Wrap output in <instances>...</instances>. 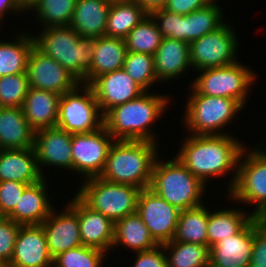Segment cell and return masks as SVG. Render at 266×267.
<instances>
[{"label":"cell","instance_id":"6da1fadb","mask_svg":"<svg viewBox=\"0 0 266 267\" xmlns=\"http://www.w3.org/2000/svg\"><path fill=\"white\" fill-rule=\"evenodd\" d=\"M189 135L175 156L205 185L209 179L233 174L227 185L229 192L234 185L238 160L245 147L243 142L231 134Z\"/></svg>","mask_w":266,"mask_h":267},{"label":"cell","instance_id":"7a4b0ae2","mask_svg":"<svg viewBox=\"0 0 266 267\" xmlns=\"http://www.w3.org/2000/svg\"><path fill=\"white\" fill-rule=\"evenodd\" d=\"M170 96L145 91L138 98L114 106L104 116L103 126L114 140H144L159 143L153 123L167 111Z\"/></svg>","mask_w":266,"mask_h":267},{"label":"cell","instance_id":"3957f363","mask_svg":"<svg viewBox=\"0 0 266 267\" xmlns=\"http://www.w3.org/2000/svg\"><path fill=\"white\" fill-rule=\"evenodd\" d=\"M157 144L144 140H115L99 177L141 190L149 188L154 163L160 153Z\"/></svg>","mask_w":266,"mask_h":267},{"label":"cell","instance_id":"277c9868","mask_svg":"<svg viewBox=\"0 0 266 267\" xmlns=\"http://www.w3.org/2000/svg\"><path fill=\"white\" fill-rule=\"evenodd\" d=\"M35 46L86 84V73L93 60L94 38L81 37L70 26L40 28Z\"/></svg>","mask_w":266,"mask_h":267},{"label":"cell","instance_id":"5b68a950","mask_svg":"<svg viewBox=\"0 0 266 267\" xmlns=\"http://www.w3.org/2000/svg\"><path fill=\"white\" fill-rule=\"evenodd\" d=\"M206 186L175 156L170 161L156 159L149 189L182 211L204 204Z\"/></svg>","mask_w":266,"mask_h":267},{"label":"cell","instance_id":"8992f818","mask_svg":"<svg viewBox=\"0 0 266 267\" xmlns=\"http://www.w3.org/2000/svg\"><path fill=\"white\" fill-rule=\"evenodd\" d=\"M191 94L187 99L183 126L188 134L226 135L223 130L244 106L237 100L227 97H214L199 94L191 85ZM224 128V129H223Z\"/></svg>","mask_w":266,"mask_h":267},{"label":"cell","instance_id":"52a82bcc","mask_svg":"<svg viewBox=\"0 0 266 267\" xmlns=\"http://www.w3.org/2000/svg\"><path fill=\"white\" fill-rule=\"evenodd\" d=\"M263 146L264 142L250 151L244 147L234 185L227 193L233 202L255 205L250 210L255 217L266 218V148Z\"/></svg>","mask_w":266,"mask_h":267},{"label":"cell","instance_id":"ba28073f","mask_svg":"<svg viewBox=\"0 0 266 267\" xmlns=\"http://www.w3.org/2000/svg\"><path fill=\"white\" fill-rule=\"evenodd\" d=\"M77 196L91 209L102 213L114 223L137 212L141 189L129 184L111 183L100 177L85 179Z\"/></svg>","mask_w":266,"mask_h":267},{"label":"cell","instance_id":"9c48e42d","mask_svg":"<svg viewBox=\"0 0 266 267\" xmlns=\"http://www.w3.org/2000/svg\"><path fill=\"white\" fill-rule=\"evenodd\" d=\"M217 1L187 15H179L165 9H157L149 15L155 21L163 38H172L191 43L217 30L225 22Z\"/></svg>","mask_w":266,"mask_h":267},{"label":"cell","instance_id":"30bf717a","mask_svg":"<svg viewBox=\"0 0 266 267\" xmlns=\"http://www.w3.org/2000/svg\"><path fill=\"white\" fill-rule=\"evenodd\" d=\"M191 86L202 95L227 97L239 101L244 107L257 74L253 69L237 61L234 64L197 71Z\"/></svg>","mask_w":266,"mask_h":267},{"label":"cell","instance_id":"8fae6325","mask_svg":"<svg viewBox=\"0 0 266 267\" xmlns=\"http://www.w3.org/2000/svg\"><path fill=\"white\" fill-rule=\"evenodd\" d=\"M104 116L89 85L80 83L59 101L56 126L69 132L88 133L103 127Z\"/></svg>","mask_w":266,"mask_h":267},{"label":"cell","instance_id":"7c38bea8","mask_svg":"<svg viewBox=\"0 0 266 267\" xmlns=\"http://www.w3.org/2000/svg\"><path fill=\"white\" fill-rule=\"evenodd\" d=\"M232 25L225 22L189 44L190 63L193 70H203L231 65L237 62L239 40Z\"/></svg>","mask_w":266,"mask_h":267},{"label":"cell","instance_id":"4fadbf2b","mask_svg":"<svg viewBox=\"0 0 266 267\" xmlns=\"http://www.w3.org/2000/svg\"><path fill=\"white\" fill-rule=\"evenodd\" d=\"M114 141L104 126L97 131L72 134L73 172L85 179L99 177Z\"/></svg>","mask_w":266,"mask_h":267},{"label":"cell","instance_id":"5bb4252c","mask_svg":"<svg viewBox=\"0 0 266 267\" xmlns=\"http://www.w3.org/2000/svg\"><path fill=\"white\" fill-rule=\"evenodd\" d=\"M137 213L159 245L173 240L180 214L178 208L146 188L139 192Z\"/></svg>","mask_w":266,"mask_h":267},{"label":"cell","instance_id":"9a60e30c","mask_svg":"<svg viewBox=\"0 0 266 267\" xmlns=\"http://www.w3.org/2000/svg\"><path fill=\"white\" fill-rule=\"evenodd\" d=\"M30 88L42 89L63 95L81 82L52 57L45 55L35 45L30 51L27 71Z\"/></svg>","mask_w":266,"mask_h":267},{"label":"cell","instance_id":"2e32d148","mask_svg":"<svg viewBox=\"0 0 266 267\" xmlns=\"http://www.w3.org/2000/svg\"><path fill=\"white\" fill-rule=\"evenodd\" d=\"M72 134L59 127L45 128L34 133V150L38 168L45 177L42 167H59L73 171L71 148ZM42 166V167H41Z\"/></svg>","mask_w":266,"mask_h":267},{"label":"cell","instance_id":"e0dca14e","mask_svg":"<svg viewBox=\"0 0 266 267\" xmlns=\"http://www.w3.org/2000/svg\"><path fill=\"white\" fill-rule=\"evenodd\" d=\"M89 86L103 115L114 106L136 99L145 92L123 68L96 77Z\"/></svg>","mask_w":266,"mask_h":267},{"label":"cell","instance_id":"ac0fdd59","mask_svg":"<svg viewBox=\"0 0 266 267\" xmlns=\"http://www.w3.org/2000/svg\"><path fill=\"white\" fill-rule=\"evenodd\" d=\"M69 205L76 211L82 245L111 252L115 223L102 213L88 207L76 194Z\"/></svg>","mask_w":266,"mask_h":267},{"label":"cell","instance_id":"d6986e66","mask_svg":"<svg viewBox=\"0 0 266 267\" xmlns=\"http://www.w3.org/2000/svg\"><path fill=\"white\" fill-rule=\"evenodd\" d=\"M64 207L59 213L54 206L50 215L41 224L53 259L69 249L82 245L77 213L68 203Z\"/></svg>","mask_w":266,"mask_h":267},{"label":"cell","instance_id":"ffe728a7","mask_svg":"<svg viewBox=\"0 0 266 267\" xmlns=\"http://www.w3.org/2000/svg\"><path fill=\"white\" fill-rule=\"evenodd\" d=\"M10 267H53L42 225H20Z\"/></svg>","mask_w":266,"mask_h":267},{"label":"cell","instance_id":"44dd1931","mask_svg":"<svg viewBox=\"0 0 266 267\" xmlns=\"http://www.w3.org/2000/svg\"><path fill=\"white\" fill-rule=\"evenodd\" d=\"M254 243V218L237 234L210 247V267H249Z\"/></svg>","mask_w":266,"mask_h":267},{"label":"cell","instance_id":"7402d4cb","mask_svg":"<svg viewBox=\"0 0 266 267\" xmlns=\"http://www.w3.org/2000/svg\"><path fill=\"white\" fill-rule=\"evenodd\" d=\"M46 177L39 182L28 185L14 210L7 216L20 225H41L53 210V203L48 196Z\"/></svg>","mask_w":266,"mask_h":267},{"label":"cell","instance_id":"603a6c76","mask_svg":"<svg viewBox=\"0 0 266 267\" xmlns=\"http://www.w3.org/2000/svg\"><path fill=\"white\" fill-rule=\"evenodd\" d=\"M154 56V68L158 82L174 81L186 74L190 63L189 43L172 38H163ZM160 80V81H159Z\"/></svg>","mask_w":266,"mask_h":267},{"label":"cell","instance_id":"cb8c5ba5","mask_svg":"<svg viewBox=\"0 0 266 267\" xmlns=\"http://www.w3.org/2000/svg\"><path fill=\"white\" fill-rule=\"evenodd\" d=\"M43 178L33 147L0 149V182L17 181L31 185Z\"/></svg>","mask_w":266,"mask_h":267},{"label":"cell","instance_id":"d4e9b609","mask_svg":"<svg viewBox=\"0 0 266 267\" xmlns=\"http://www.w3.org/2000/svg\"><path fill=\"white\" fill-rule=\"evenodd\" d=\"M61 96L55 92L29 88L21 108L34 131L56 127Z\"/></svg>","mask_w":266,"mask_h":267},{"label":"cell","instance_id":"484cf974","mask_svg":"<svg viewBox=\"0 0 266 267\" xmlns=\"http://www.w3.org/2000/svg\"><path fill=\"white\" fill-rule=\"evenodd\" d=\"M112 0H77L70 27L81 37L105 36Z\"/></svg>","mask_w":266,"mask_h":267},{"label":"cell","instance_id":"4316f807","mask_svg":"<svg viewBox=\"0 0 266 267\" xmlns=\"http://www.w3.org/2000/svg\"><path fill=\"white\" fill-rule=\"evenodd\" d=\"M126 54L125 39L108 36L94 38L93 60L86 73V85L100 75L122 69Z\"/></svg>","mask_w":266,"mask_h":267},{"label":"cell","instance_id":"83f0119b","mask_svg":"<svg viewBox=\"0 0 266 267\" xmlns=\"http://www.w3.org/2000/svg\"><path fill=\"white\" fill-rule=\"evenodd\" d=\"M34 133L21 107H0V149L34 147Z\"/></svg>","mask_w":266,"mask_h":267},{"label":"cell","instance_id":"f1b7e54d","mask_svg":"<svg viewBox=\"0 0 266 267\" xmlns=\"http://www.w3.org/2000/svg\"><path fill=\"white\" fill-rule=\"evenodd\" d=\"M120 245L135 253L151 250L159 244L150 234L141 216L135 212L115 222L112 248H118Z\"/></svg>","mask_w":266,"mask_h":267},{"label":"cell","instance_id":"f546056e","mask_svg":"<svg viewBox=\"0 0 266 267\" xmlns=\"http://www.w3.org/2000/svg\"><path fill=\"white\" fill-rule=\"evenodd\" d=\"M148 13L132 0H112L106 22L105 36L125 39Z\"/></svg>","mask_w":266,"mask_h":267},{"label":"cell","instance_id":"4dcf8cb0","mask_svg":"<svg viewBox=\"0 0 266 267\" xmlns=\"http://www.w3.org/2000/svg\"><path fill=\"white\" fill-rule=\"evenodd\" d=\"M217 210H214V212L209 210L208 213L207 235L209 247L222 238L239 233L255 217L251 212L242 210L241 207Z\"/></svg>","mask_w":266,"mask_h":267},{"label":"cell","instance_id":"1f68e13d","mask_svg":"<svg viewBox=\"0 0 266 267\" xmlns=\"http://www.w3.org/2000/svg\"><path fill=\"white\" fill-rule=\"evenodd\" d=\"M16 36L15 42L0 40V77L27 71L28 57L35 45L34 37L28 32Z\"/></svg>","mask_w":266,"mask_h":267},{"label":"cell","instance_id":"d6a6232c","mask_svg":"<svg viewBox=\"0 0 266 267\" xmlns=\"http://www.w3.org/2000/svg\"><path fill=\"white\" fill-rule=\"evenodd\" d=\"M208 210L209 208L202 204L180 211L173 240L208 246Z\"/></svg>","mask_w":266,"mask_h":267},{"label":"cell","instance_id":"836d02e7","mask_svg":"<svg viewBox=\"0 0 266 267\" xmlns=\"http://www.w3.org/2000/svg\"><path fill=\"white\" fill-rule=\"evenodd\" d=\"M162 245L167 267H210L209 246L174 240Z\"/></svg>","mask_w":266,"mask_h":267},{"label":"cell","instance_id":"e575fe53","mask_svg":"<svg viewBox=\"0 0 266 267\" xmlns=\"http://www.w3.org/2000/svg\"><path fill=\"white\" fill-rule=\"evenodd\" d=\"M77 0H34L27 8L35 14L37 21L46 27L69 26ZM43 24V25H42Z\"/></svg>","mask_w":266,"mask_h":267},{"label":"cell","instance_id":"d590c367","mask_svg":"<svg viewBox=\"0 0 266 267\" xmlns=\"http://www.w3.org/2000/svg\"><path fill=\"white\" fill-rule=\"evenodd\" d=\"M162 39L155 21L148 14L125 38L127 52L154 55Z\"/></svg>","mask_w":266,"mask_h":267},{"label":"cell","instance_id":"8d00e7d4","mask_svg":"<svg viewBox=\"0 0 266 267\" xmlns=\"http://www.w3.org/2000/svg\"><path fill=\"white\" fill-rule=\"evenodd\" d=\"M123 69L144 91H150L151 86L158 82L153 55L127 52Z\"/></svg>","mask_w":266,"mask_h":267},{"label":"cell","instance_id":"74e56055","mask_svg":"<svg viewBox=\"0 0 266 267\" xmlns=\"http://www.w3.org/2000/svg\"><path fill=\"white\" fill-rule=\"evenodd\" d=\"M106 253L84 245L69 249L53 259V267H103Z\"/></svg>","mask_w":266,"mask_h":267},{"label":"cell","instance_id":"f35d334b","mask_svg":"<svg viewBox=\"0 0 266 267\" xmlns=\"http://www.w3.org/2000/svg\"><path fill=\"white\" fill-rule=\"evenodd\" d=\"M27 73L0 77V107H22L29 90Z\"/></svg>","mask_w":266,"mask_h":267},{"label":"cell","instance_id":"ab89813d","mask_svg":"<svg viewBox=\"0 0 266 267\" xmlns=\"http://www.w3.org/2000/svg\"><path fill=\"white\" fill-rule=\"evenodd\" d=\"M20 224L7 217H0V262L10 263Z\"/></svg>","mask_w":266,"mask_h":267},{"label":"cell","instance_id":"60d3db41","mask_svg":"<svg viewBox=\"0 0 266 267\" xmlns=\"http://www.w3.org/2000/svg\"><path fill=\"white\" fill-rule=\"evenodd\" d=\"M27 186L17 181L0 182V217H7L14 210Z\"/></svg>","mask_w":266,"mask_h":267},{"label":"cell","instance_id":"b9f144b4","mask_svg":"<svg viewBox=\"0 0 266 267\" xmlns=\"http://www.w3.org/2000/svg\"><path fill=\"white\" fill-rule=\"evenodd\" d=\"M249 267H266V219L254 217V243Z\"/></svg>","mask_w":266,"mask_h":267},{"label":"cell","instance_id":"7bdbcfd3","mask_svg":"<svg viewBox=\"0 0 266 267\" xmlns=\"http://www.w3.org/2000/svg\"><path fill=\"white\" fill-rule=\"evenodd\" d=\"M134 264L132 267H167L166 255L163 245L147 251L135 252Z\"/></svg>","mask_w":266,"mask_h":267},{"label":"cell","instance_id":"ee69618b","mask_svg":"<svg viewBox=\"0 0 266 267\" xmlns=\"http://www.w3.org/2000/svg\"><path fill=\"white\" fill-rule=\"evenodd\" d=\"M211 0H167L163 9L179 15H187L204 8Z\"/></svg>","mask_w":266,"mask_h":267},{"label":"cell","instance_id":"f6af8a7d","mask_svg":"<svg viewBox=\"0 0 266 267\" xmlns=\"http://www.w3.org/2000/svg\"><path fill=\"white\" fill-rule=\"evenodd\" d=\"M23 12V13H22ZM26 7L23 5L22 0H0V26L4 21L3 18L9 13H26ZM5 15V16H4Z\"/></svg>","mask_w":266,"mask_h":267},{"label":"cell","instance_id":"bcb514c9","mask_svg":"<svg viewBox=\"0 0 266 267\" xmlns=\"http://www.w3.org/2000/svg\"><path fill=\"white\" fill-rule=\"evenodd\" d=\"M132 1H135L140 6H142L148 14H150L154 10L162 9L167 2V0H132Z\"/></svg>","mask_w":266,"mask_h":267},{"label":"cell","instance_id":"7dc6e473","mask_svg":"<svg viewBox=\"0 0 266 267\" xmlns=\"http://www.w3.org/2000/svg\"><path fill=\"white\" fill-rule=\"evenodd\" d=\"M34 0H22L23 5L27 8Z\"/></svg>","mask_w":266,"mask_h":267},{"label":"cell","instance_id":"c3c4849f","mask_svg":"<svg viewBox=\"0 0 266 267\" xmlns=\"http://www.w3.org/2000/svg\"><path fill=\"white\" fill-rule=\"evenodd\" d=\"M0 267H10L8 263L0 262Z\"/></svg>","mask_w":266,"mask_h":267}]
</instances>
